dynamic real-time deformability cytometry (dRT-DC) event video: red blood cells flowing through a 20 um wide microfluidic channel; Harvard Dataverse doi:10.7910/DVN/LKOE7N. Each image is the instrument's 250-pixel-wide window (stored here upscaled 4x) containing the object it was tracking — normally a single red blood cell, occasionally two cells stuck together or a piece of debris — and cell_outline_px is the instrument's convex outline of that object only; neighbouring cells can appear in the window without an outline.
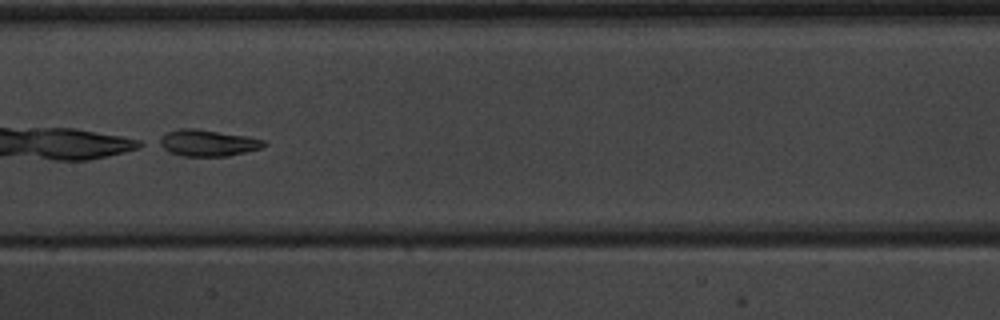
{"species": "common noctule bat (a hibernating species)", "species_latin": "Nyctalus noctula", "temperature_condition": "warm", "stored_images_in_passage": 11, "camera_frame_rate_fps": 3000, "um_per_image_px": 0.085, "animal": {"sex": "male", "body_mass_g": 20.1, "forearm_length_mm": 53.5}, "frame": {"image": 1, "passage_image": 8, "time_ms": 9.0, "image_size_px": [1000, 320], "cell_outline_px": [[268, 144], [260, 148], [228, 156], [180, 156], [168, 152], [156, 144], [156, 140], [168, 132], [180, 128], [196, 128], [244, 136], [264, 140]], "centroid_in_image_um": [17.57, 12.15], "position_along_channel_um": 189.8, "area_um2": 16.18}}
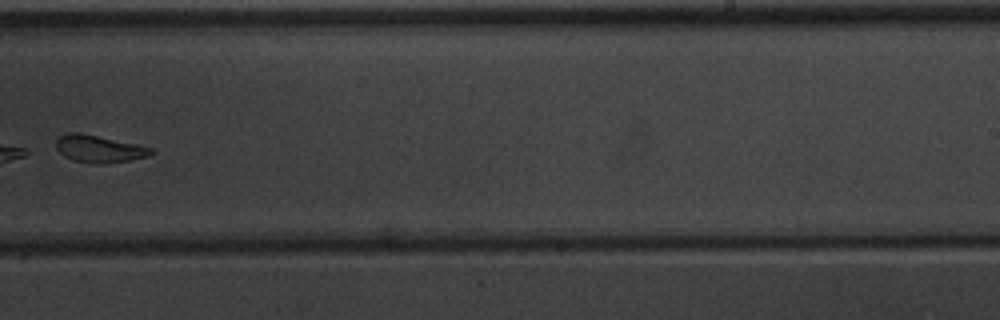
{"frame": {"image": 2, "passage_image": 10, "time_ms": 11.333, "image_size_px": [1000, 320], "cell_outline_px": [[156, 152], [148, 156], [132, 160], [108, 164], [92, 164], [72, 160], [64, 156], [56, 148], [56, 140], [60, 136], [68, 132], [80, 132], [136, 144], [152, 148]], "centroid_in_image_um": [8.43, 12.67], "position_along_channel_um": 280.6, "area_um2": 15.32}}